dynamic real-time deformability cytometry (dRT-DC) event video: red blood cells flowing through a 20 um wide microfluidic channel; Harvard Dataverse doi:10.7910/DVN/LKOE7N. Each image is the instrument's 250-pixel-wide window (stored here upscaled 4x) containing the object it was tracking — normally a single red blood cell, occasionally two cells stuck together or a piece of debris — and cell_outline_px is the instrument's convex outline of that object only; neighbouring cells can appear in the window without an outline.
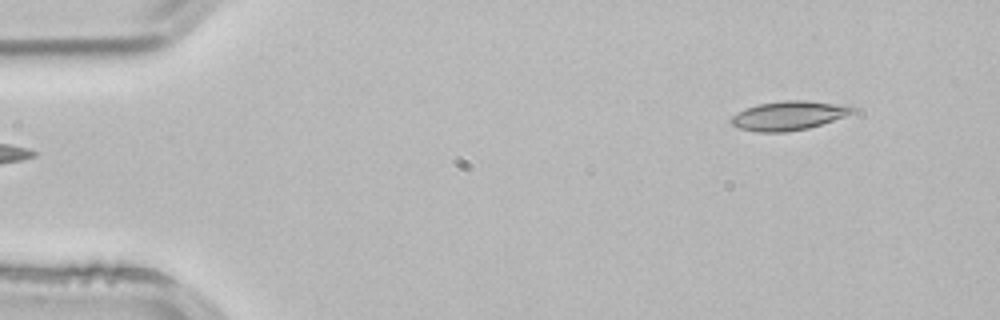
{"species": "common noctule bat (a hibernating species)", "species_latin": "Nyctalus noctula", "temperature_condition": "room temperature", "stored_images_in_passage": 4, "segment_of_instrument_passage": [2, 2], "camera_frame_rate_fps": 3000, "um_per_image_px": 0.085, "animal": {"sex": "male", "body_mass_g": 21.5, "forearm_length_mm": 52.0}, "frame": {"image": 1, "passage_image": 4, "time_ms": 1.0, "image_size_px": [1000, 320], "cell_outline_px": [[856, 108], [852, 112], [844, 116], [808, 128], [784, 132], [756, 132], [740, 128], [732, 124], [728, 120], [736, 112], [744, 108], [756, 104], [784, 100], [804, 100], [832, 104]], "centroid_in_image_um": [66.9, 9.83], "position_along_channel_um": 18.1, "area_um2": 20.23}}